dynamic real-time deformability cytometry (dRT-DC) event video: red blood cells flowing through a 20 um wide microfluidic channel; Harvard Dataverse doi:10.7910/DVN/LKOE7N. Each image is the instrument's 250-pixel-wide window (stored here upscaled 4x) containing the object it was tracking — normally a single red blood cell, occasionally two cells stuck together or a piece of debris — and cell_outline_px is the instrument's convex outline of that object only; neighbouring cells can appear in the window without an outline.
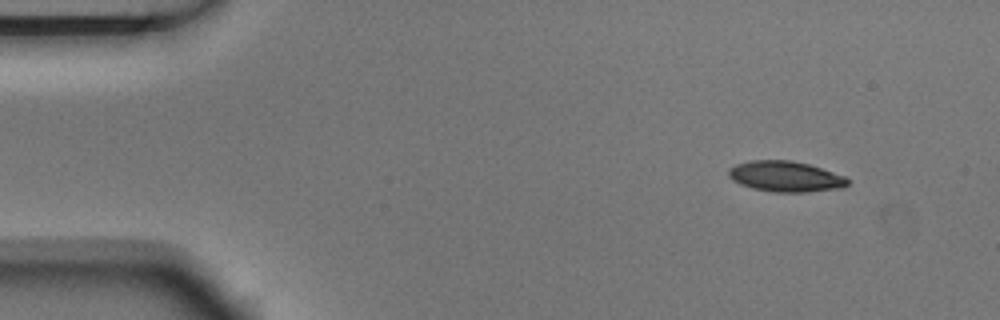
{"species": "Egyptian fruit bat (a non-hibernating species)", "species_latin": "Rousettus aegyptiacus", "temperature_condition": "room temperature", "stored_images_in_passage": 3, "camera_frame_rate_fps": 3000, "um_per_image_px": 0.085, "animal": {"sex": "male"}, "frame": {"image": 1, "passage_image": 1, "time_ms": 0.0, "image_size_px": [1000, 320], "cell_outline_px": [[848, 184], [844, 188], [804, 192], [776, 192], [752, 188], [740, 184], [732, 180], [728, 176], [728, 168], [736, 164], [752, 160], [792, 160], [808, 164], [844, 176], [848, 180]], "centroid_in_image_um": [66.74, 15.0], "position_along_channel_um": 18.3, "area_um2": 21.21}}
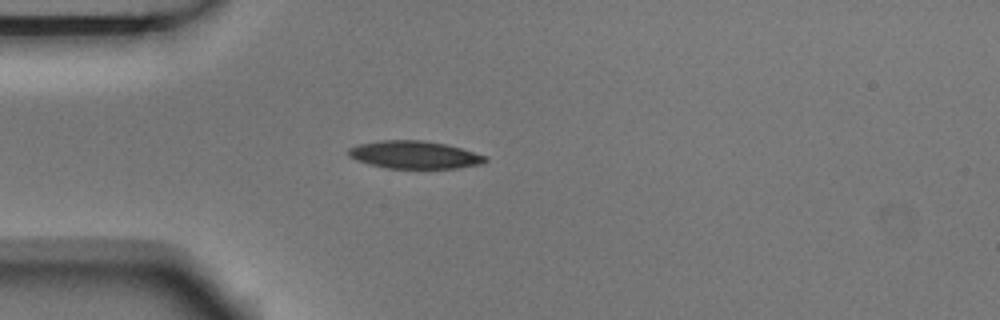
{"frame": {"image": 2, "passage_image": 3, "time_ms": 0.667, "image_size_px": [1000, 320], "cell_outline_px": [[488, 160], [484, 164], [456, 168], [388, 168], [368, 164], [356, 160], [348, 156], [348, 148], [360, 144], [380, 140], [420, 140], [444, 144], [460, 148], [488, 156]], "centroid_in_image_um": [35.24, 13.16], "position_along_channel_um": 49.8, "area_um2": 22.08}}